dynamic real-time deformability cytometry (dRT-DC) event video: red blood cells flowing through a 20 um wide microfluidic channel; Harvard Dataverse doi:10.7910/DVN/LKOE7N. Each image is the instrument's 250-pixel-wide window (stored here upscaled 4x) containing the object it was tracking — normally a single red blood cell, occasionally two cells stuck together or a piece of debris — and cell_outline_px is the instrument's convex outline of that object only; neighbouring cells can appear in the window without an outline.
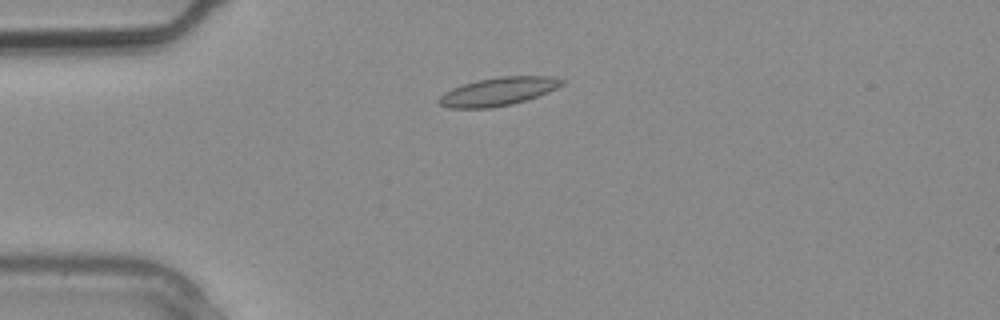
{"species": "common noctule bat (a hibernating species)", "species_latin": "Nyctalus noctula", "temperature_condition": "warm", "stored_images_in_passage": 1, "camera_frame_rate_fps": 3000, "um_per_image_px": 0.085, "animal": {"sex": "male", "body_mass_g": 20.4}, "frame": {"image": 1, "passage_image": 1, "time_ms": 0.0, "image_size_px": [1000, 320], "cell_outline_px": [[564, 84], [556, 88], [536, 96], [512, 104], [492, 108], [448, 108], [440, 104], [436, 100], [444, 92], [452, 88], [464, 84], [480, 80], [500, 76], [552, 76], [564, 80]], "centroid_in_image_um": [42.32, 7.78], "position_along_channel_um": 42.7, "area_um2": 20.06}}